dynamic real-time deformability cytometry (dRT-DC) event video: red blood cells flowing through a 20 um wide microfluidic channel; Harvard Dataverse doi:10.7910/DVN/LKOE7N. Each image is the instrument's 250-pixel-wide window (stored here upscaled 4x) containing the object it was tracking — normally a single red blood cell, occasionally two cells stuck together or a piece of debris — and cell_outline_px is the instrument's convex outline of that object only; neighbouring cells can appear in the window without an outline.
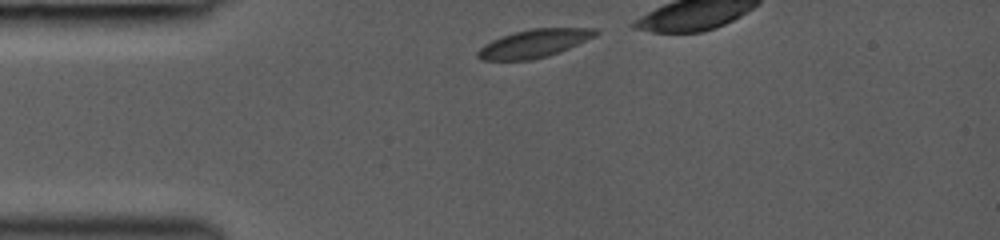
{"species": "common noctule bat (a hibernating species)", "species_latin": "Nyctalus noctula", "temperature_condition": "room temperature", "stored_images_in_passage": 4, "camera_frame_rate_fps": 3000, "um_per_image_px": 0.085, "animal": {"sex": "female", "body_mass_g": 19.0, "forearm_length_mm": 53.3}, "frame": {"image": 1, "passage_image": 1, "time_ms": 0.0, "image_size_px": [1000, 240], "cell_outline_px": [[600, 32], [596, 36], [560, 52], [548, 56], [532, 60], [480, 60], [476, 56], [476, 52], [484, 44], [500, 36], [532, 28], [596, 28]], "centroid_in_image_um": [45.4, 3.7], "position_along_channel_um": 39.6, "area_um2": 19.42}}